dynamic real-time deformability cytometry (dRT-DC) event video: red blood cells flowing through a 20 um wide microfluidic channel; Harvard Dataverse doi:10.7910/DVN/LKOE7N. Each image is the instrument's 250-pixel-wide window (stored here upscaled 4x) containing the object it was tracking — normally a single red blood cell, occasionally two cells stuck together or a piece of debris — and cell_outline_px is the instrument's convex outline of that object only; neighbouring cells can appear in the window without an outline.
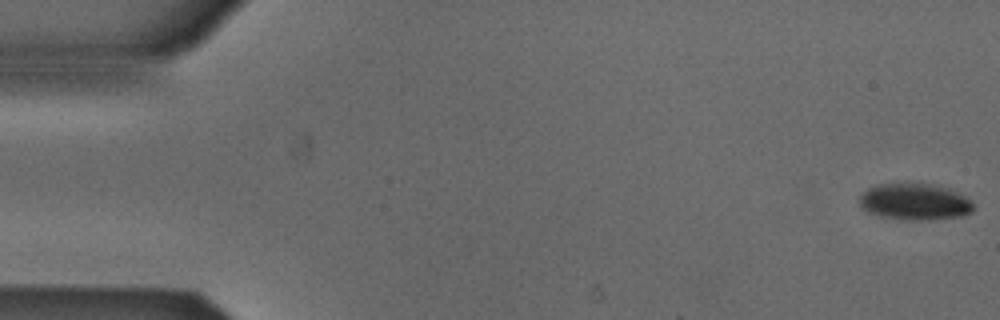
{"species": "Egyptian fruit bat (a non-hibernating species)", "species_latin": "Rousettus aegyptiacus", "temperature_condition": "cold", "stored_images_in_passage": 53, "camera_frame_rate_fps": 3000, "um_per_image_px": 0.085, "animal": {"sex": "male"}, "frame": {"image": 1, "passage_image": 1, "time_ms": 0.0, "image_size_px": [1000, 320], "cell_outline_px": [[972, 212], [964, 216], [932, 220], [900, 220], [876, 216], [860, 208], [860, 196], [868, 188], [876, 184], [928, 184], [948, 188], [972, 200]], "centroid_in_image_um": [77.73, 17.18], "position_along_channel_um": 7.3, "area_um2": 24.45}}
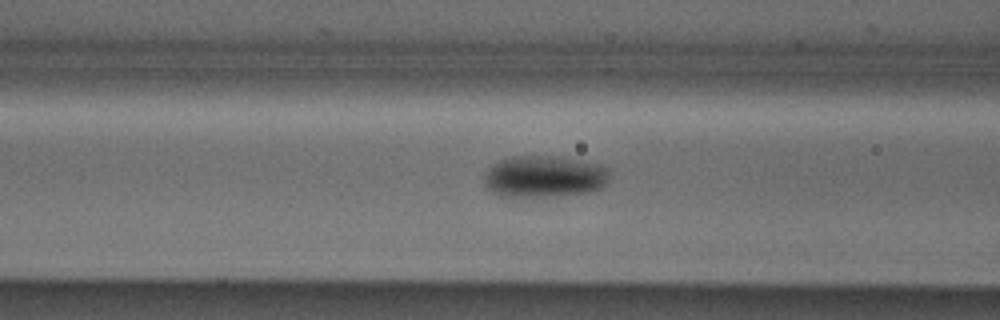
{"frame": {"image": 2, "passage_image": 21, "time_ms": 6.667, "image_size_px": [1000, 320], "cell_outline_px": [[608, 180], [600, 188], [588, 192], [544, 196], [504, 196], [492, 192], [484, 184], [484, 176], [488, 168], [492, 164], [500, 160], [512, 156], [560, 156], [600, 164], [608, 168]], "centroid_in_image_um": [46.24, 14.98], "position_along_channel_um": 120.4, "area_um2": 30.35}}
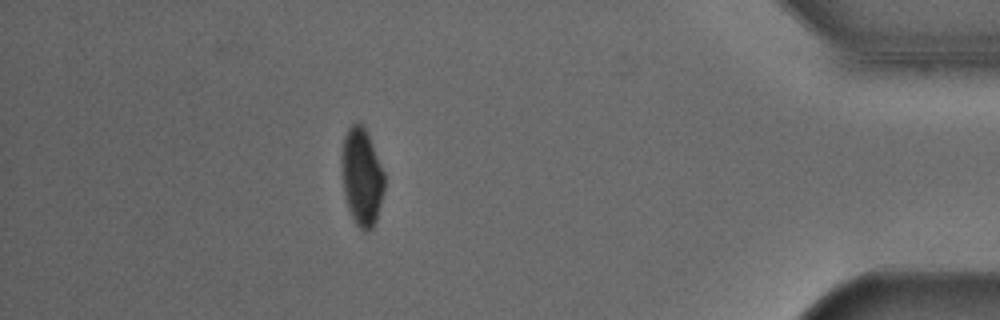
{"frame": {"image": 3, "passage_image": 47, "time_ms": 15.333, "image_size_px": [1000, 320], "cell_outline_px": [[384, 188], [376, 220], [372, 228], [368, 232], [364, 232], [356, 224], [348, 208], [344, 192], [340, 160], [340, 156], [344, 136], [348, 128], [352, 124], [360, 120], [364, 124], [368, 132], [384, 172]], "centroid_in_image_um": [30.73, 14.97], "position_along_channel_um": 404.5, "area_um2": 24.62}, "authors_computed_cell_mechanics": {"area_um2": 26.9926, "velocity_mm_per_s": 3.8604, "shape_relaxation_time_tau1_ms": 3.9162, "shape_relaxation_time_tau2_ms": null, "deformation_change_tau1": 0.1037, "deformation_change_tau2": null}}